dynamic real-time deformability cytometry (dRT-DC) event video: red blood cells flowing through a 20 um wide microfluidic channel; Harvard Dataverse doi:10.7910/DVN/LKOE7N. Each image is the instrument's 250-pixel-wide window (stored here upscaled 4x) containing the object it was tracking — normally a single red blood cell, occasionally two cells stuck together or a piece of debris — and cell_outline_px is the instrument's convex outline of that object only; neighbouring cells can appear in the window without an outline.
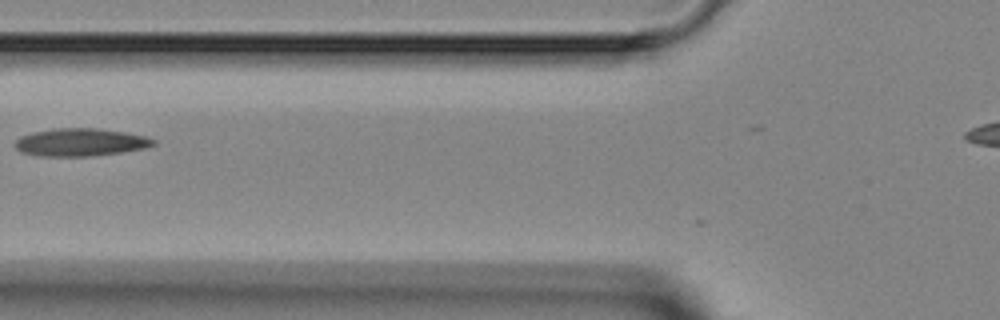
{"species": "Egyptian fruit bat (a non-hibernating species)", "species_latin": "Rousettus aegyptiacus", "temperature_condition": "room temperature", "stored_images_in_passage": 2, "camera_frame_rate_fps": 3000, "um_per_image_px": 0.085, "animal": {"sex": "female"}, "frame": {"image": 1, "passage_image": 2, "time_ms": 1.0, "image_size_px": [1000, 320], "cell_outline_px": [[156, 144], [144, 148], [120, 152], [88, 156], [40, 156], [20, 152], [12, 144], [20, 136], [32, 132], [56, 128], [96, 128], [124, 132], [144, 136], [156, 140]], "centroid_in_image_um": [6.78, 12.09], "position_along_channel_um": 119.0, "area_um2": 22.31}}